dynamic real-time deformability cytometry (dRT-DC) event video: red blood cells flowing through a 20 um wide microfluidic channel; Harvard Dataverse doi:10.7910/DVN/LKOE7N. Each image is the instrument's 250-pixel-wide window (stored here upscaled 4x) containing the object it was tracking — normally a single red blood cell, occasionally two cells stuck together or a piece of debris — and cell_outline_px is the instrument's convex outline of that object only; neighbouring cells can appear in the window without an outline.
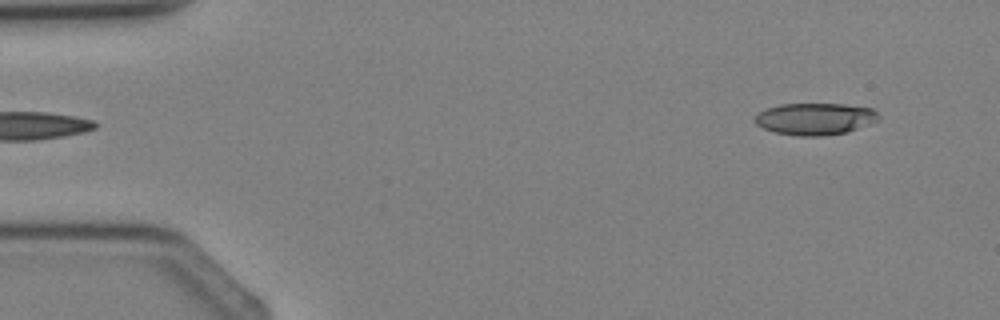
{"species": "Egyptian fruit bat (a non-hibernating species)", "species_latin": "Rousettus aegyptiacus", "temperature_condition": "cold", "stored_images_in_passage": 4, "camera_frame_rate_fps": 3000, "um_per_image_px": 0.085, "animal": {"sex": "female"}, "frame": {"image": 1, "passage_image": 4, "time_ms": 3.333, "image_size_px": [1000, 320], "cell_outline_px": [[880, 120], [848, 132], [820, 136], [800, 136], [776, 132], [764, 128], [756, 124], [752, 120], [760, 112], [768, 108], [780, 104], [844, 104], [872, 108], [880, 116]], "centroid_in_image_um": [69.31, 10.1], "position_along_channel_um": 15.7, "area_um2": 22.95}}